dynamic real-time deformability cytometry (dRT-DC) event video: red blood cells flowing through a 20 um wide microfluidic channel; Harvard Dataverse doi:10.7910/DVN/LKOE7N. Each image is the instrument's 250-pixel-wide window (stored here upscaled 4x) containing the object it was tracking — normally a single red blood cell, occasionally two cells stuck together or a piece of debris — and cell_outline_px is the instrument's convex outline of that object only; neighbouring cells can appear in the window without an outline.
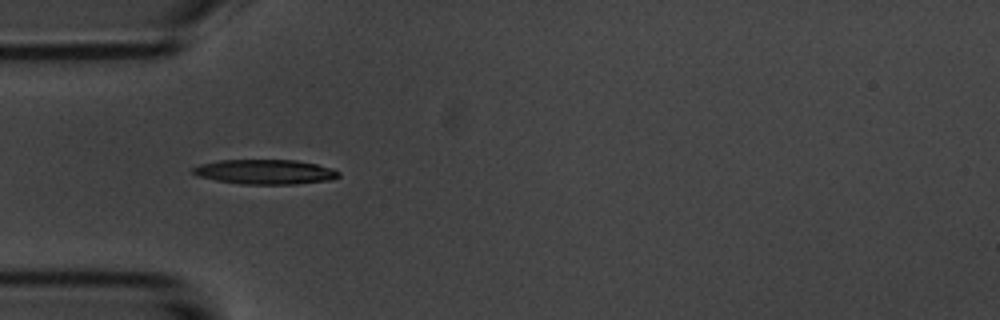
{"species": "common noctule bat (a hibernating species)", "species_latin": "Nyctalus noctula", "temperature_condition": "room temperature", "stored_images_in_passage": 6, "camera_frame_rate_fps": 3000, "um_per_image_px": 0.085, "animal": {"sex": "male", "body_mass_g": 20.1, "forearm_length_mm": 53.5}, "frame": {"image": 1, "passage_image": 5, "time_ms": 5.333, "image_size_px": [1000, 320], "cell_outline_px": [[340, 176], [332, 180], [296, 184], [240, 184], [216, 180], [196, 176], [192, 172], [192, 168], [200, 164], [216, 160], [296, 160], [316, 164], [332, 168], [340, 172]], "centroid_in_image_um": [22.53, 14.61], "position_along_channel_um": 62.5, "area_um2": 21.15}}
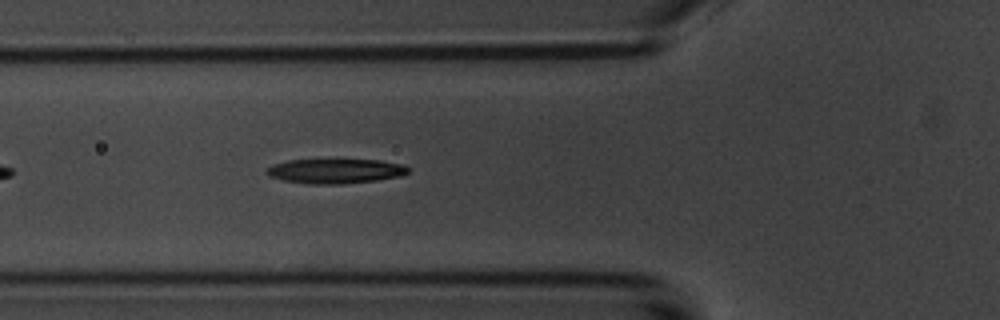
{"frame": {"image": 2, "passage_image": 6, "time_ms": 6.333, "image_size_px": [1000, 320], "cell_outline_px": [[408, 172], [400, 176], [376, 180], [340, 184], [308, 184], [284, 180], [268, 176], [264, 172], [272, 164], [288, 160], [380, 160], [404, 164], [408, 168]], "centroid_in_image_um": [28.48, 14.54], "position_along_channel_um": 97.3, "area_um2": 20.29}}